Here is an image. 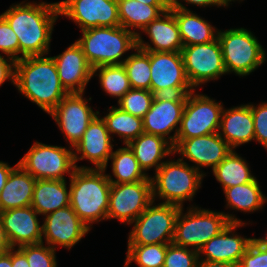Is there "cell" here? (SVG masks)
I'll list each match as a JSON object with an SVG mask.
<instances>
[{"mask_svg":"<svg viewBox=\"0 0 267 267\" xmlns=\"http://www.w3.org/2000/svg\"><path fill=\"white\" fill-rule=\"evenodd\" d=\"M109 113L102 117L109 134H118L124 145L144 133L143 120L140 117L124 112L119 107L112 106Z\"/></svg>","mask_w":267,"mask_h":267,"instance_id":"obj_33","label":"cell"},{"mask_svg":"<svg viewBox=\"0 0 267 267\" xmlns=\"http://www.w3.org/2000/svg\"><path fill=\"white\" fill-rule=\"evenodd\" d=\"M59 15L58 2H21L1 14L18 37L21 58L49 53L53 26Z\"/></svg>","mask_w":267,"mask_h":267,"instance_id":"obj_1","label":"cell"},{"mask_svg":"<svg viewBox=\"0 0 267 267\" xmlns=\"http://www.w3.org/2000/svg\"><path fill=\"white\" fill-rule=\"evenodd\" d=\"M198 260L199 254L197 251L170 243L167 247L164 266L196 267Z\"/></svg>","mask_w":267,"mask_h":267,"instance_id":"obj_39","label":"cell"},{"mask_svg":"<svg viewBox=\"0 0 267 267\" xmlns=\"http://www.w3.org/2000/svg\"><path fill=\"white\" fill-rule=\"evenodd\" d=\"M112 172L115 180L108 175L111 183H133L139 181H151V177L143 171L134 156V153L126 144V147L112 151Z\"/></svg>","mask_w":267,"mask_h":267,"instance_id":"obj_30","label":"cell"},{"mask_svg":"<svg viewBox=\"0 0 267 267\" xmlns=\"http://www.w3.org/2000/svg\"><path fill=\"white\" fill-rule=\"evenodd\" d=\"M196 267H238V264L220 261H206L201 260L199 257Z\"/></svg>","mask_w":267,"mask_h":267,"instance_id":"obj_47","label":"cell"},{"mask_svg":"<svg viewBox=\"0 0 267 267\" xmlns=\"http://www.w3.org/2000/svg\"><path fill=\"white\" fill-rule=\"evenodd\" d=\"M231 1H235V0H216V2L220 5V6H228L229 5V3L231 2ZM241 1H243V0H241Z\"/></svg>","mask_w":267,"mask_h":267,"instance_id":"obj_53","label":"cell"},{"mask_svg":"<svg viewBox=\"0 0 267 267\" xmlns=\"http://www.w3.org/2000/svg\"><path fill=\"white\" fill-rule=\"evenodd\" d=\"M181 53L186 76L194 89L227 74L218 38L208 43L183 46Z\"/></svg>","mask_w":267,"mask_h":267,"instance_id":"obj_12","label":"cell"},{"mask_svg":"<svg viewBox=\"0 0 267 267\" xmlns=\"http://www.w3.org/2000/svg\"><path fill=\"white\" fill-rule=\"evenodd\" d=\"M153 203L132 222L135 224L129 233L128 245L172 243L181 207L163 203L154 206Z\"/></svg>","mask_w":267,"mask_h":267,"instance_id":"obj_8","label":"cell"},{"mask_svg":"<svg viewBox=\"0 0 267 267\" xmlns=\"http://www.w3.org/2000/svg\"><path fill=\"white\" fill-rule=\"evenodd\" d=\"M39 215L31 206L0 212V218L11 248L43 242Z\"/></svg>","mask_w":267,"mask_h":267,"instance_id":"obj_20","label":"cell"},{"mask_svg":"<svg viewBox=\"0 0 267 267\" xmlns=\"http://www.w3.org/2000/svg\"><path fill=\"white\" fill-rule=\"evenodd\" d=\"M127 145L134 153L139 166L144 172L152 167H155V171H157L164 163L161 160L170 154H174L173 145L168 140L145 132Z\"/></svg>","mask_w":267,"mask_h":267,"instance_id":"obj_26","label":"cell"},{"mask_svg":"<svg viewBox=\"0 0 267 267\" xmlns=\"http://www.w3.org/2000/svg\"><path fill=\"white\" fill-rule=\"evenodd\" d=\"M87 102L83 93H70L49 113L69 141L70 147L82 139L89 124L100 113L94 112Z\"/></svg>","mask_w":267,"mask_h":267,"instance_id":"obj_16","label":"cell"},{"mask_svg":"<svg viewBox=\"0 0 267 267\" xmlns=\"http://www.w3.org/2000/svg\"><path fill=\"white\" fill-rule=\"evenodd\" d=\"M229 223H242L232 214L190 207L183 215V207L175 221L172 243L199 251L211 238L218 235Z\"/></svg>","mask_w":267,"mask_h":267,"instance_id":"obj_5","label":"cell"},{"mask_svg":"<svg viewBox=\"0 0 267 267\" xmlns=\"http://www.w3.org/2000/svg\"><path fill=\"white\" fill-rule=\"evenodd\" d=\"M12 248V267H30L26 256L19 250Z\"/></svg>","mask_w":267,"mask_h":267,"instance_id":"obj_44","label":"cell"},{"mask_svg":"<svg viewBox=\"0 0 267 267\" xmlns=\"http://www.w3.org/2000/svg\"><path fill=\"white\" fill-rule=\"evenodd\" d=\"M77 44L92 68L123 64L121 56L137 47V36L121 26L82 30ZM120 60V61H119Z\"/></svg>","mask_w":267,"mask_h":267,"instance_id":"obj_4","label":"cell"},{"mask_svg":"<svg viewBox=\"0 0 267 267\" xmlns=\"http://www.w3.org/2000/svg\"><path fill=\"white\" fill-rule=\"evenodd\" d=\"M105 121L97 115L83 133L82 139L73 147L74 163L87 159L95 165L93 169H107L113 144ZM82 154L80 157L77 155Z\"/></svg>","mask_w":267,"mask_h":267,"instance_id":"obj_19","label":"cell"},{"mask_svg":"<svg viewBox=\"0 0 267 267\" xmlns=\"http://www.w3.org/2000/svg\"><path fill=\"white\" fill-rule=\"evenodd\" d=\"M181 37L183 46L198 45L208 43L218 38L215 27L209 24L191 10L171 9Z\"/></svg>","mask_w":267,"mask_h":267,"instance_id":"obj_28","label":"cell"},{"mask_svg":"<svg viewBox=\"0 0 267 267\" xmlns=\"http://www.w3.org/2000/svg\"><path fill=\"white\" fill-rule=\"evenodd\" d=\"M159 2L167 9H177V0H159Z\"/></svg>","mask_w":267,"mask_h":267,"instance_id":"obj_50","label":"cell"},{"mask_svg":"<svg viewBox=\"0 0 267 267\" xmlns=\"http://www.w3.org/2000/svg\"><path fill=\"white\" fill-rule=\"evenodd\" d=\"M44 219L42 236L54 250L58 245L70 249L91 229L70 205L45 215Z\"/></svg>","mask_w":267,"mask_h":267,"instance_id":"obj_17","label":"cell"},{"mask_svg":"<svg viewBox=\"0 0 267 267\" xmlns=\"http://www.w3.org/2000/svg\"><path fill=\"white\" fill-rule=\"evenodd\" d=\"M15 168L14 167H10V165H8L5 162L0 161V192L3 189V187L5 186L8 178H9V174L11 173V171Z\"/></svg>","mask_w":267,"mask_h":267,"instance_id":"obj_46","label":"cell"},{"mask_svg":"<svg viewBox=\"0 0 267 267\" xmlns=\"http://www.w3.org/2000/svg\"><path fill=\"white\" fill-rule=\"evenodd\" d=\"M232 150L219 133L176 140L173 145L174 153L181 154V160L187 158L196 163L197 170L208 166L213 170Z\"/></svg>","mask_w":267,"mask_h":267,"instance_id":"obj_18","label":"cell"},{"mask_svg":"<svg viewBox=\"0 0 267 267\" xmlns=\"http://www.w3.org/2000/svg\"><path fill=\"white\" fill-rule=\"evenodd\" d=\"M64 89L70 93H84L93 77V68L88 63L81 47L74 42L62 54L52 57Z\"/></svg>","mask_w":267,"mask_h":267,"instance_id":"obj_21","label":"cell"},{"mask_svg":"<svg viewBox=\"0 0 267 267\" xmlns=\"http://www.w3.org/2000/svg\"><path fill=\"white\" fill-rule=\"evenodd\" d=\"M186 1L185 3L187 4H194V5H198V6H203V7H207V6H220L216 0H184ZM177 9H183V10H189L187 9L182 3H180V1L177 0Z\"/></svg>","mask_w":267,"mask_h":267,"instance_id":"obj_45","label":"cell"},{"mask_svg":"<svg viewBox=\"0 0 267 267\" xmlns=\"http://www.w3.org/2000/svg\"><path fill=\"white\" fill-rule=\"evenodd\" d=\"M238 267H267V247L260 246L253 240L241 257Z\"/></svg>","mask_w":267,"mask_h":267,"instance_id":"obj_42","label":"cell"},{"mask_svg":"<svg viewBox=\"0 0 267 267\" xmlns=\"http://www.w3.org/2000/svg\"><path fill=\"white\" fill-rule=\"evenodd\" d=\"M142 32L150 39L148 44L142 40L140 33L137 35V47L153 52H181L183 44L179 28L172 10H166L158 18L148 24Z\"/></svg>","mask_w":267,"mask_h":267,"instance_id":"obj_23","label":"cell"},{"mask_svg":"<svg viewBox=\"0 0 267 267\" xmlns=\"http://www.w3.org/2000/svg\"><path fill=\"white\" fill-rule=\"evenodd\" d=\"M225 70L247 76L266 60L257 38L247 29L235 28L218 32Z\"/></svg>","mask_w":267,"mask_h":267,"instance_id":"obj_7","label":"cell"},{"mask_svg":"<svg viewBox=\"0 0 267 267\" xmlns=\"http://www.w3.org/2000/svg\"><path fill=\"white\" fill-rule=\"evenodd\" d=\"M58 6L60 15L73 20L81 31L120 26L117 0H64Z\"/></svg>","mask_w":267,"mask_h":267,"instance_id":"obj_15","label":"cell"},{"mask_svg":"<svg viewBox=\"0 0 267 267\" xmlns=\"http://www.w3.org/2000/svg\"><path fill=\"white\" fill-rule=\"evenodd\" d=\"M155 95L144 89L131 88L119 101L118 106L124 112L143 118L150 110Z\"/></svg>","mask_w":267,"mask_h":267,"instance_id":"obj_37","label":"cell"},{"mask_svg":"<svg viewBox=\"0 0 267 267\" xmlns=\"http://www.w3.org/2000/svg\"><path fill=\"white\" fill-rule=\"evenodd\" d=\"M135 51L137 52L128 56L122 65L132 88L151 91L150 56L139 47H136Z\"/></svg>","mask_w":267,"mask_h":267,"instance_id":"obj_34","label":"cell"},{"mask_svg":"<svg viewBox=\"0 0 267 267\" xmlns=\"http://www.w3.org/2000/svg\"><path fill=\"white\" fill-rule=\"evenodd\" d=\"M146 52L150 56L151 92L154 95H188L195 90L186 76L181 52Z\"/></svg>","mask_w":267,"mask_h":267,"instance_id":"obj_11","label":"cell"},{"mask_svg":"<svg viewBox=\"0 0 267 267\" xmlns=\"http://www.w3.org/2000/svg\"><path fill=\"white\" fill-rule=\"evenodd\" d=\"M0 267H12V248L0 254Z\"/></svg>","mask_w":267,"mask_h":267,"instance_id":"obj_49","label":"cell"},{"mask_svg":"<svg viewBox=\"0 0 267 267\" xmlns=\"http://www.w3.org/2000/svg\"><path fill=\"white\" fill-rule=\"evenodd\" d=\"M212 171L223 189L246 184L255 178L246 160L234 149Z\"/></svg>","mask_w":267,"mask_h":267,"instance_id":"obj_32","label":"cell"},{"mask_svg":"<svg viewBox=\"0 0 267 267\" xmlns=\"http://www.w3.org/2000/svg\"><path fill=\"white\" fill-rule=\"evenodd\" d=\"M14 85L48 114L69 94L52 57L28 56L15 61Z\"/></svg>","mask_w":267,"mask_h":267,"instance_id":"obj_2","label":"cell"},{"mask_svg":"<svg viewBox=\"0 0 267 267\" xmlns=\"http://www.w3.org/2000/svg\"><path fill=\"white\" fill-rule=\"evenodd\" d=\"M15 78V61L8 57L4 58L0 54V85L9 79L14 84Z\"/></svg>","mask_w":267,"mask_h":267,"instance_id":"obj_43","label":"cell"},{"mask_svg":"<svg viewBox=\"0 0 267 267\" xmlns=\"http://www.w3.org/2000/svg\"><path fill=\"white\" fill-rule=\"evenodd\" d=\"M0 51L14 61L20 60L19 41L8 22L0 15Z\"/></svg>","mask_w":267,"mask_h":267,"instance_id":"obj_40","label":"cell"},{"mask_svg":"<svg viewBox=\"0 0 267 267\" xmlns=\"http://www.w3.org/2000/svg\"><path fill=\"white\" fill-rule=\"evenodd\" d=\"M70 205L66 180L38 179L34 185L31 207L39 215H47Z\"/></svg>","mask_w":267,"mask_h":267,"instance_id":"obj_27","label":"cell"},{"mask_svg":"<svg viewBox=\"0 0 267 267\" xmlns=\"http://www.w3.org/2000/svg\"><path fill=\"white\" fill-rule=\"evenodd\" d=\"M254 120V140L267 148V103L263 102L258 106L249 104Z\"/></svg>","mask_w":267,"mask_h":267,"instance_id":"obj_41","label":"cell"},{"mask_svg":"<svg viewBox=\"0 0 267 267\" xmlns=\"http://www.w3.org/2000/svg\"><path fill=\"white\" fill-rule=\"evenodd\" d=\"M72 149L35 142L17 164L36 180H65L76 169Z\"/></svg>","mask_w":267,"mask_h":267,"instance_id":"obj_9","label":"cell"},{"mask_svg":"<svg viewBox=\"0 0 267 267\" xmlns=\"http://www.w3.org/2000/svg\"><path fill=\"white\" fill-rule=\"evenodd\" d=\"M226 196L227 206L232 210L254 212L262 209L267 197L261 192L256 177L246 184L231 186L223 189Z\"/></svg>","mask_w":267,"mask_h":267,"instance_id":"obj_31","label":"cell"},{"mask_svg":"<svg viewBox=\"0 0 267 267\" xmlns=\"http://www.w3.org/2000/svg\"><path fill=\"white\" fill-rule=\"evenodd\" d=\"M205 174L194 166H189L180 158L177 161H165L152 178V198L156 196L164 200L163 204H173L183 207V201L191 200ZM158 194V195H157Z\"/></svg>","mask_w":267,"mask_h":267,"instance_id":"obj_6","label":"cell"},{"mask_svg":"<svg viewBox=\"0 0 267 267\" xmlns=\"http://www.w3.org/2000/svg\"><path fill=\"white\" fill-rule=\"evenodd\" d=\"M98 71L99 74H96ZM95 74L99 76L101 88L110 96L118 98V101L132 88L122 64L93 68Z\"/></svg>","mask_w":267,"mask_h":267,"instance_id":"obj_35","label":"cell"},{"mask_svg":"<svg viewBox=\"0 0 267 267\" xmlns=\"http://www.w3.org/2000/svg\"><path fill=\"white\" fill-rule=\"evenodd\" d=\"M246 223H229L218 235L211 238L198 251L206 261H220L238 264L254 238H243L235 233V229ZM234 231V232H233ZM235 233V234H234Z\"/></svg>","mask_w":267,"mask_h":267,"instance_id":"obj_22","label":"cell"},{"mask_svg":"<svg viewBox=\"0 0 267 267\" xmlns=\"http://www.w3.org/2000/svg\"><path fill=\"white\" fill-rule=\"evenodd\" d=\"M11 248L0 218V254L6 253Z\"/></svg>","mask_w":267,"mask_h":267,"instance_id":"obj_48","label":"cell"},{"mask_svg":"<svg viewBox=\"0 0 267 267\" xmlns=\"http://www.w3.org/2000/svg\"><path fill=\"white\" fill-rule=\"evenodd\" d=\"M120 26L136 36V28L143 30L148 24L158 18L167 9L163 5H147L136 0H117Z\"/></svg>","mask_w":267,"mask_h":267,"instance_id":"obj_29","label":"cell"},{"mask_svg":"<svg viewBox=\"0 0 267 267\" xmlns=\"http://www.w3.org/2000/svg\"><path fill=\"white\" fill-rule=\"evenodd\" d=\"M168 244L128 245L125 266L134 261L142 267H163Z\"/></svg>","mask_w":267,"mask_h":267,"instance_id":"obj_36","label":"cell"},{"mask_svg":"<svg viewBox=\"0 0 267 267\" xmlns=\"http://www.w3.org/2000/svg\"><path fill=\"white\" fill-rule=\"evenodd\" d=\"M187 95H155L150 110L142 118L144 132L158 135L175 144ZM173 136H168L172 131ZM168 136V137H167Z\"/></svg>","mask_w":267,"mask_h":267,"instance_id":"obj_14","label":"cell"},{"mask_svg":"<svg viewBox=\"0 0 267 267\" xmlns=\"http://www.w3.org/2000/svg\"><path fill=\"white\" fill-rule=\"evenodd\" d=\"M152 202V181L111 183L107 219L132 224Z\"/></svg>","mask_w":267,"mask_h":267,"instance_id":"obj_13","label":"cell"},{"mask_svg":"<svg viewBox=\"0 0 267 267\" xmlns=\"http://www.w3.org/2000/svg\"><path fill=\"white\" fill-rule=\"evenodd\" d=\"M43 243L23 245L18 249L26 256L30 267H57L55 250Z\"/></svg>","mask_w":267,"mask_h":267,"instance_id":"obj_38","label":"cell"},{"mask_svg":"<svg viewBox=\"0 0 267 267\" xmlns=\"http://www.w3.org/2000/svg\"><path fill=\"white\" fill-rule=\"evenodd\" d=\"M139 2H142L143 4H147V5H162L159 0H136Z\"/></svg>","mask_w":267,"mask_h":267,"instance_id":"obj_51","label":"cell"},{"mask_svg":"<svg viewBox=\"0 0 267 267\" xmlns=\"http://www.w3.org/2000/svg\"><path fill=\"white\" fill-rule=\"evenodd\" d=\"M35 183L36 179L16 164L0 192V212L31 206Z\"/></svg>","mask_w":267,"mask_h":267,"instance_id":"obj_25","label":"cell"},{"mask_svg":"<svg viewBox=\"0 0 267 267\" xmlns=\"http://www.w3.org/2000/svg\"><path fill=\"white\" fill-rule=\"evenodd\" d=\"M105 169L79 166L70 177V206L90 228L107 219L111 182Z\"/></svg>","mask_w":267,"mask_h":267,"instance_id":"obj_3","label":"cell"},{"mask_svg":"<svg viewBox=\"0 0 267 267\" xmlns=\"http://www.w3.org/2000/svg\"><path fill=\"white\" fill-rule=\"evenodd\" d=\"M223 105L207 95L189 93L176 140L218 133Z\"/></svg>","mask_w":267,"mask_h":267,"instance_id":"obj_10","label":"cell"},{"mask_svg":"<svg viewBox=\"0 0 267 267\" xmlns=\"http://www.w3.org/2000/svg\"><path fill=\"white\" fill-rule=\"evenodd\" d=\"M253 240L257 242L260 246L267 247V234L265 238H258V239L254 238Z\"/></svg>","mask_w":267,"mask_h":267,"instance_id":"obj_52","label":"cell"},{"mask_svg":"<svg viewBox=\"0 0 267 267\" xmlns=\"http://www.w3.org/2000/svg\"><path fill=\"white\" fill-rule=\"evenodd\" d=\"M219 135L233 149L254 140V120L250 105H240L221 114Z\"/></svg>","mask_w":267,"mask_h":267,"instance_id":"obj_24","label":"cell"}]
</instances>
